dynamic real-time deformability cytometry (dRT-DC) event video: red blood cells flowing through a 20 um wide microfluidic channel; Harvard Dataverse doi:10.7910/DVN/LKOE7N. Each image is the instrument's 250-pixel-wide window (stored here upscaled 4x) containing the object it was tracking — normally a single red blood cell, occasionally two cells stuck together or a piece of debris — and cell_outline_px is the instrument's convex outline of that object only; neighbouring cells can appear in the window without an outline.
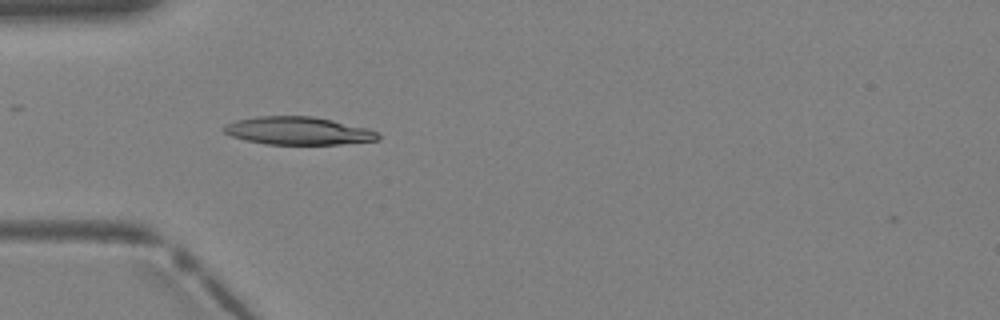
{"species": "Egyptian fruit bat (a non-hibernating species)", "species_latin": "Rousettus aegyptiacus", "temperature_condition": "warm", "stored_images_in_passage": 3, "camera_frame_rate_fps": 3000, "um_per_image_px": 0.085, "animal": {"sex": "female"}, "frame": {"image": 1, "passage_image": 1, "time_ms": 0.0, "image_size_px": [1000, 320], "cell_outline_px": [[380, 140], [340, 144], [264, 144], [244, 140], [232, 136], [224, 132], [220, 128], [224, 124], [236, 120], [256, 116], [312, 116], [332, 120], [368, 128], [376, 132], [380, 136]], "centroid_in_image_um": [25.3, 11.11], "position_along_channel_um": 59.7, "area_um2": 25.2}}